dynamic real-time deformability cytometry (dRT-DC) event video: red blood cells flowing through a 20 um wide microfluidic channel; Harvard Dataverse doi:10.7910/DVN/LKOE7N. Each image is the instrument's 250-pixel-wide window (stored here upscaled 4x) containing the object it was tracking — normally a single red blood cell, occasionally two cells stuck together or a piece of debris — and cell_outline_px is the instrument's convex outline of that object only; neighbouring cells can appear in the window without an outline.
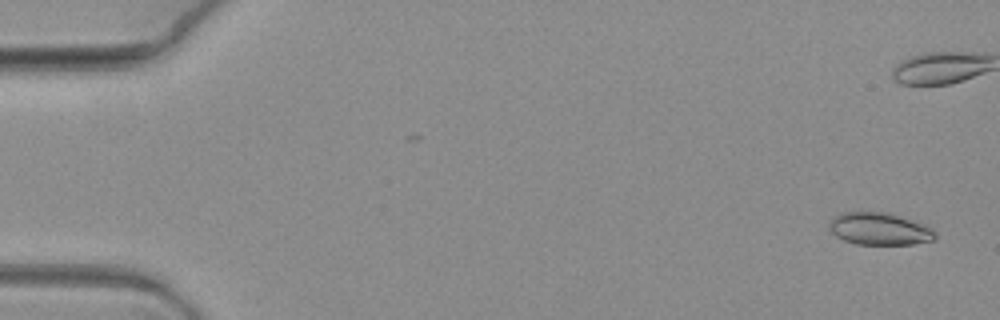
{"species": "common noctule bat (a hibernating species)", "species_latin": "Nyctalus noctula", "temperature_condition": "warm", "stored_images_in_passage": 7, "camera_frame_rate_fps": 3000, "um_per_image_px": 0.085, "animal": {"sex": "female", "body_mass_g": 19.3, "forearm_length_mm": 54.1}, "frame": {"image": 1, "passage_image": 1, "time_ms": 0.0, "image_size_px": [1000, 320], "cell_outline_px": [[936, 240], [912, 244], [856, 244], [844, 240], [836, 236], [828, 228], [828, 224], [832, 216], [844, 212], [892, 212], [920, 224], [936, 232]], "centroid_in_image_um": [74.71, 19.45], "position_along_channel_um": 10.3, "area_um2": 19.94}}
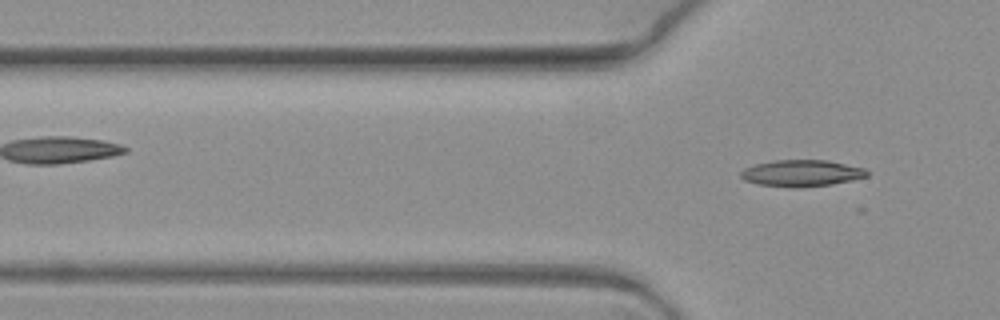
{"frame": {"image": 2, "passage_image": 7, "time_ms": 2.0, "image_size_px": [1000, 320], "cell_outline_px": [[868, 176], [832, 184], [800, 188], [788, 188], [756, 184], [744, 180], [740, 176], [740, 172], [744, 168], [756, 164], [776, 160], [828, 160], [864, 168], [868, 172]], "centroid_in_image_um": [68.1, 14.73], "position_along_channel_um": 57.7, "area_um2": 19.65}}